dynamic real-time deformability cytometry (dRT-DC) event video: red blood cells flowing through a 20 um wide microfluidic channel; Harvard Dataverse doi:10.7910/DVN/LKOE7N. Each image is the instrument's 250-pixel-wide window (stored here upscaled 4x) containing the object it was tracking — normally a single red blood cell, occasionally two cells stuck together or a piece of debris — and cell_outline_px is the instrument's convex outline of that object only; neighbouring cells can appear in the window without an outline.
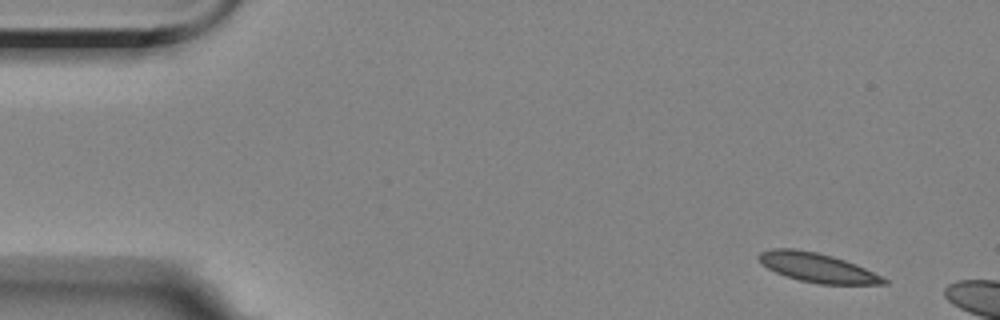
{"species": "Egyptian fruit bat (a non-hibernating species)", "species_latin": "Rousettus aegyptiacus", "temperature_condition": "room temperature", "stored_images_in_passage": 3, "camera_frame_rate_fps": 3000, "um_per_image_px": 0.085, "animal": {"sex": "female"}, "frame": {"image": 1, "passage_image": 1, "time_ms": 0.0, "image_size_px": [1000, 320], "cell_outline_px": [[888, 284], [816, 284], [800, 280], [776, 272], [768, 268], [756, 256], [760, 252], [772, 248], [792, 248], [816, 252], [832, 256], [856, 264], [888, 280]], "centroid_in_image_um": [69.46, 22.74], "position_along_channel_um": 15.5, "area_um2": 20.98}}